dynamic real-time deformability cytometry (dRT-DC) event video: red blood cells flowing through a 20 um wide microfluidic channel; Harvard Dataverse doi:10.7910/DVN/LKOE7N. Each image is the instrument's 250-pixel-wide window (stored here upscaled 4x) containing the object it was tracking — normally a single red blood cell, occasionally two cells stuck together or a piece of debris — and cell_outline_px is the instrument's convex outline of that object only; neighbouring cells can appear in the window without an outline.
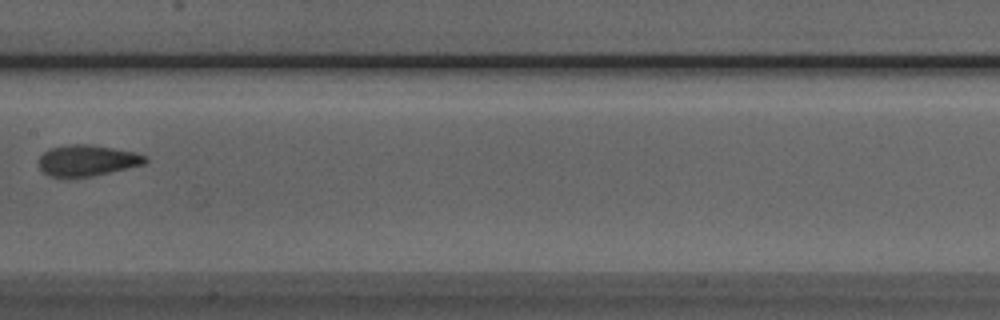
{"species": "Egyptian fruit bat (a non-hibernating species)", "species_latin": "Rousettus aegyptiacus", "temperature_condition": "room temperature", "stored_images_in_passage": 7, "camera_frame_rate_fps": 3000, "um_per_image_px": 0.085, "animal": {"sex": "male"}, "frame": {"image": 1, "passage_image": 7, "time_ms": 7.667, "image_size_px": [1000, 320], "cell_outline_px": [[148, 160], [144, 164], [92, 176], [48, 176], [40, 168], [40, 156], [48, 148], [68, 144], [88, 144], [136, 152], [148, 156]], "centroid_in_image_um": [7.43, 13.62], "position_along_channel_um": 200.0, "area_um2": 19.07}}